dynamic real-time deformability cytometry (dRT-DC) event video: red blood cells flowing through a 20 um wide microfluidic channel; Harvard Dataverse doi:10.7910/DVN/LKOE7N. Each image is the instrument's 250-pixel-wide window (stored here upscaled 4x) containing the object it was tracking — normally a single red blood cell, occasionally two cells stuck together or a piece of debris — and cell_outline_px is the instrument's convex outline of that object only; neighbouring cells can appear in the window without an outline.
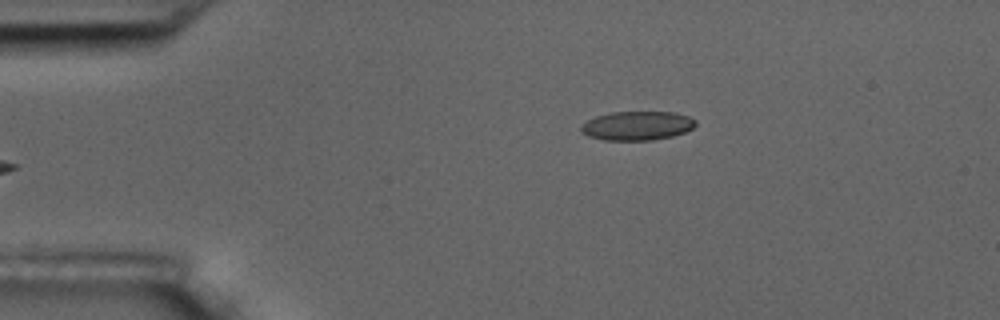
{"species": "common noctule bat (a hibernating species)", "species_latin": "Nyctalus noctula", "temperature_condition": "room temperature", "stored_images_in_passage": 4, "camera_frame_rate_fps": 3000, "um_per_image_px": 0.085, "animal": {"sex": "male", "body_mass_g": 17.5, "forearm_length_mm": 52.3}, "frame": {"image": 1, "passage_image": 4, "time_ms": 4.333, "image_size_px": [1000, 320], "cell_outline_px": [[696, 124], [692, 128], [684, 132], [672, 136], [652, 140], [604, 140], [588, 136], [580, 132], [580, 124], [596, 116], [608, 112], [672, 112], [688, 116], [696, 120]], "centroid_in_image_um": [54.11, 10.68], "position_along_channel_um": 30.9, "area_um2": 19.42}}